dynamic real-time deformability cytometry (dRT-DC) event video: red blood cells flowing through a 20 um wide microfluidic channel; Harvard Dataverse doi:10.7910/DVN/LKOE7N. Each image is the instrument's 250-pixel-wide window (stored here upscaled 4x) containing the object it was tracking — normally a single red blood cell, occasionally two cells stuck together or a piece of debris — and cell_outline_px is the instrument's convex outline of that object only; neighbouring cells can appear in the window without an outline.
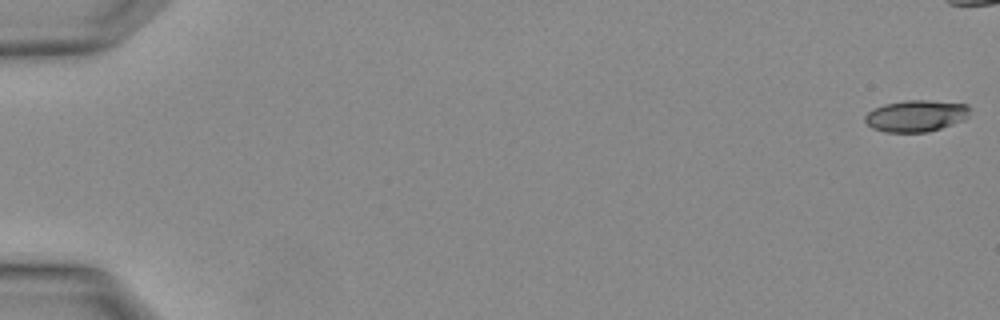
{"species": "Egyptian fruit bat (a non-hibernating species)", "species_latin": "Rousettus aegyptiacus", "temperature_condition": "warm", "stored_images_in_passage": 4, "segment_of_instrument_passage": [2, 2], "camera_frame_rate_fps": 3000, "um_per_image_px": 0.085, "animal": {"sex": "female"}, "frame": {"image": 1, "passage_image": 4, "time_ms": 1.0, "image_size_px": [1000, 320], "cell_outline_px": [[968, 116], [964, 120], [928, 132], [884, 132], [872, 128], [864, 120], [864, 116], [872, 108], [884, 104], [904, 100], [928, 100], [968, 104]], "centroid_in_image_um": [77.82, 9.84], "position_along_channel_um": 7.2, "area_um2": 19.36}}